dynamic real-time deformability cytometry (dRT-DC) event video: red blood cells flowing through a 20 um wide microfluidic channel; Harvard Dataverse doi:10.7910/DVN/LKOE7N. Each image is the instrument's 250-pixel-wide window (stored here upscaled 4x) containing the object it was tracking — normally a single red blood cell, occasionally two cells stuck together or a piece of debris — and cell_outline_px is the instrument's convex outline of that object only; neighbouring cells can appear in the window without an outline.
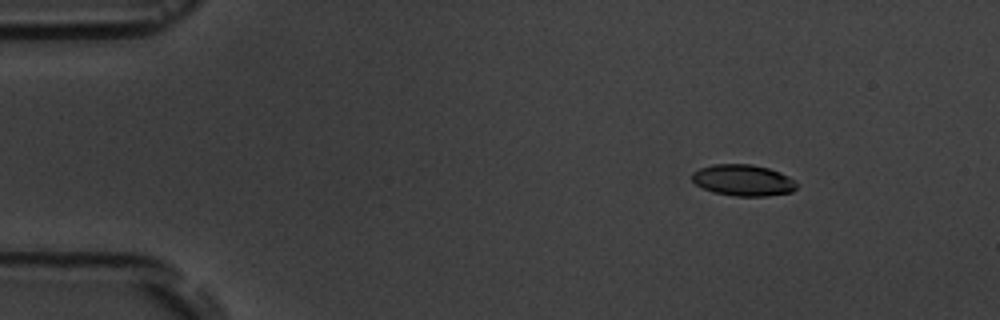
{"species": "common noctule bat (a hibernating species)", "species_latin": "Nyctalus noctula", "temperature_condition": "room temperature", "stored_images_in_passage": 6, "camera_frame_rate_fps": 3000, "um_per_image_px": 0.085, "animal": {"sex": "male", "body_mass_g": 19.5, "forearm_length_mm": 54.6}, "frame": {"image": 1, "passage_image": 2, "time_ms": 1.333, "image_size_px": [1000, 320], "cell_outline_px": [[796, 188], [792, 192], [764, 196], [736, 196], [712, 192], [696, 184], [692, 180], [692, 172], [700, 168], [712, 164], [752, 164], [768, 168], [780, 172], [796, 180]], "centroid_in_image_um": [63.17, 15.31], "position_along_channel_um": 21.8, "area_um2": 19.13}}
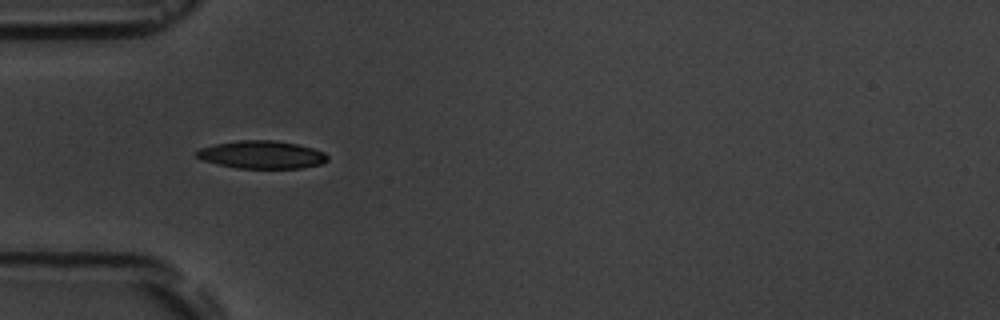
{"frame": {"image": 2, "passage_image": 5, "time_ms": 4.667, "image_size_px": [1000, 320], "cell_outline_px": [[328, 160], [324, 164], [300, 168], [236, 168], [200, 160], [196, 156], [196, 152], [200, 148], [216, 144], [240, 140], [272, 140], [296, 144], [312, 148], [324, 152], [328, 156]], "centroid_in_image_um": [22.26, 13.16], "position_along_channel_um": 62.7, "area_um2": 21.21}}
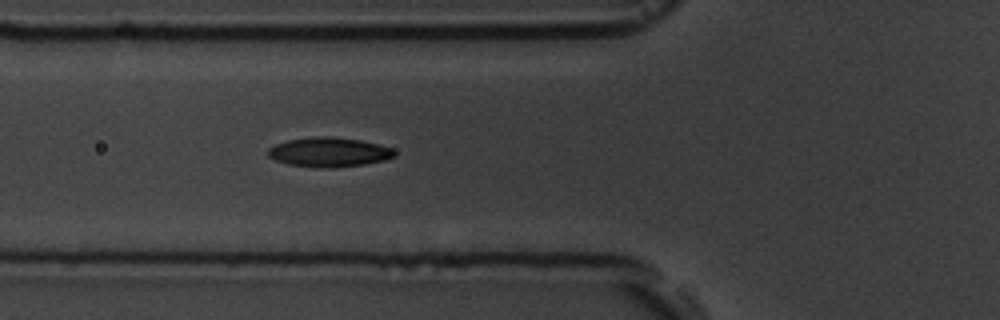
{"frame": {"image": 3, "passage_image": 6, "time_ms": 5.667, "image_size_px": [1000, 320], "cell_outline_px": [[396, 156], [384, 160], [364, 164], [332, 168], [320, 168], [288, 164], [276, 160], [268, 156], [268, 148], [276, 144], [288, 140], [312, 136], [328, 136], [360, 140], [380, 144], [392, 148], [396, 152]], "centroid_in_image_um": [27.98, 12.93], "position_along_channel_um": 97.8, "area_um2": 21.79}}